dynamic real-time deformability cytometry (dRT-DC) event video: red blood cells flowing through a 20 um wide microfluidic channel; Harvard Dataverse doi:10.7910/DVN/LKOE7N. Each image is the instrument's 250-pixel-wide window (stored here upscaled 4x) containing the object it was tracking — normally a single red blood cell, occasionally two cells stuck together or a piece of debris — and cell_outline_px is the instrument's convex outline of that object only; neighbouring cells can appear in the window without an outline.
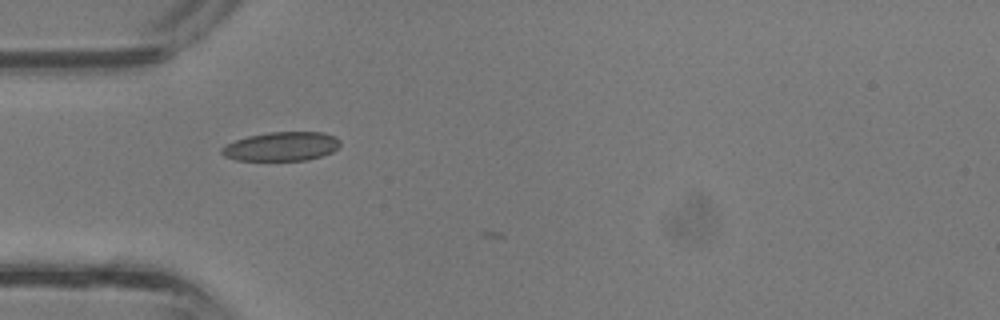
{"species": "common noctule bat (a hibernating species)", "species_latin": "Nyctalus noctula", "temperature_condition": "room temperature", "stored_images_in_passage": 9, "camera_frame_rate_fps": 3000, "um_per_image_px": 0.085, "animal": {"sex": "male", "body_mass_g": 13.3}, "frame": {"image": 1, "passage_image": 8, "time_ms": 2.333, "image_size_px": [1000, 320], "cell_outline_px": [[340, 144], [332, 152], [308, 160], [236, 160], [224, 156], [220, 152], [220, 148], [236, 140], [248, 136], [268, 132], [324, 132], [340, 140]], "centroid_in_image_um": [23.91, 12.44], "position_along_channel_um": 61.1, "area_um2": 19.88}}